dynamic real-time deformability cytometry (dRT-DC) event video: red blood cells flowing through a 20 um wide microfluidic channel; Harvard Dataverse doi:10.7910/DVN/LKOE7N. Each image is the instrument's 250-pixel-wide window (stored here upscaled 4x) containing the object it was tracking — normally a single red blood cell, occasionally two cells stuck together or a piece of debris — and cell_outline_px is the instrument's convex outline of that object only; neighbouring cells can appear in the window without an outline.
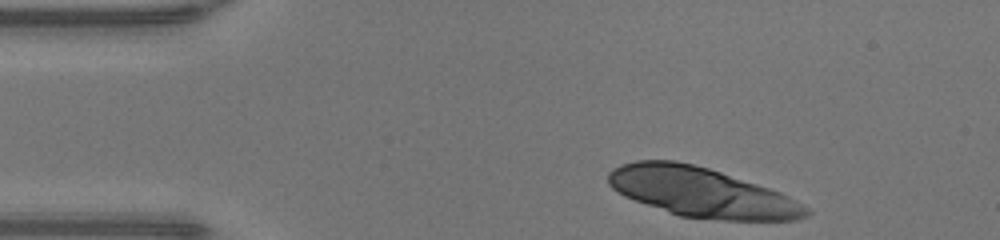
{"species": "human", "species_latin": "Homo sapiens", "temperature_condition": "warm", "stored_images_in_passage": 35, "segment_of_instrument_passage": [1, 2], "camera_frame_rate_fps": 3000, "um_per_image_px": 0.085, "donor": {"sex": "male"}, "frame": {"image": 1, "passage_image": 1, "time_ms": 0.0, "image_size_px": [1000, 240], "cell_outline_px": [[812, 212], [808, 216], [796, 220], [724, 220], [680, 216], [624, 196], [612, 188], [608, 184], [608, 172], [612, 168], [620, 164], [636, 160], [676, 160], [708, 168], [780, 192], [788, 196], [808, 208]], "centroid_in_image_um": [59.6, 16.34], "position_along_channel_um": 25.4, "area_um2": 56.7}}